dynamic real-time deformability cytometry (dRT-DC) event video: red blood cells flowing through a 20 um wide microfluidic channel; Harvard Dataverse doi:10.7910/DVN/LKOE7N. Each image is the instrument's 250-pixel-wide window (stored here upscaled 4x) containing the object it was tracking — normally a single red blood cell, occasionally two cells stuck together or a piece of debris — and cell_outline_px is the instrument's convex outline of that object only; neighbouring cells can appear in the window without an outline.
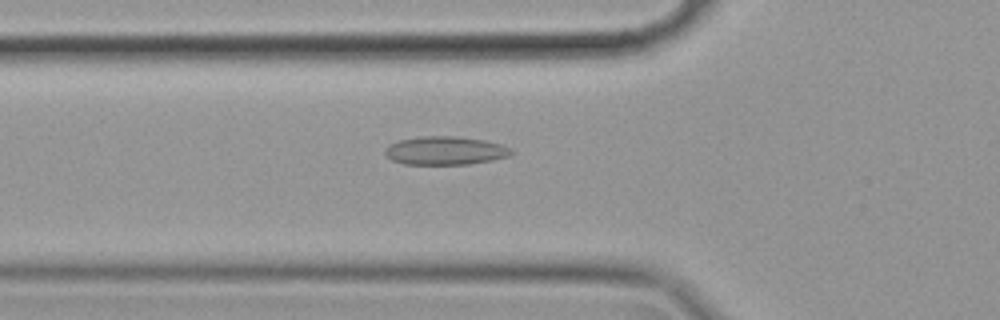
{"species": "common noctule bat (a hibernating species)", "species_latin": "Nyctalus noctula", "temperature_condition": "cold", "stored_images_in_passage": 56, "camera_frame_rate_fps": 3000, "um_per_image_px": 0.085, "animal": {"sex": "female", "body_mass_g": 19.9}, "frame": {"image": 1, "passage_image": 19, "time_ms": 6.0, "image_size_px": [1000, 320], "cell_outline_px": [[516, 152], [508, 156], [492, 160], [468, 164], [404, 164], [392, 160], [384, 152], [384, 148], [388, 144], [400, 140], [420, 136], [456, 136], [484, 140], [500, 144], [512, 148]], "centroid_in_image_um": [37.85, 12.8], "position_along_channel_um": 88.0, "area_um2": 20.98}}
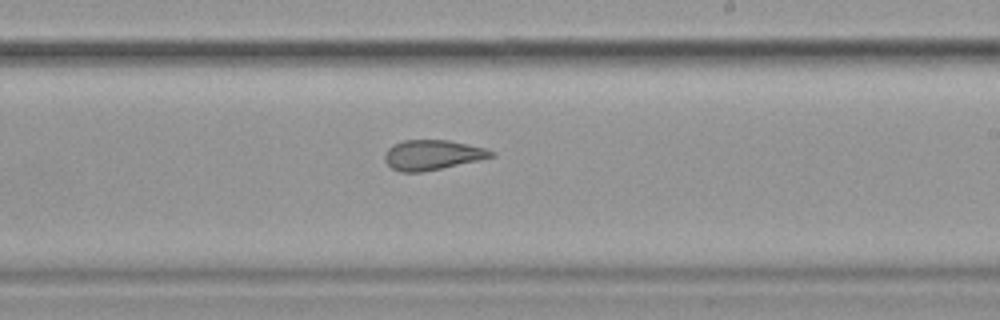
{"frame": {"image": 2, "passage_image": 33, "time_ms": 10.667, "image_size_px": [1000, 320], "cell_outline_px": [[496, 156], [480, 160], [420, 172], [400, 172], [392, 168], [384, 160], [384, 152], [392, 144], [404, 140], [448, 140], [488, 148], [496, 152]], "centroid_in_image_um": [36.77, 13.16], "position_along_channel_um": 252.2, "area_um2": 18.73}}
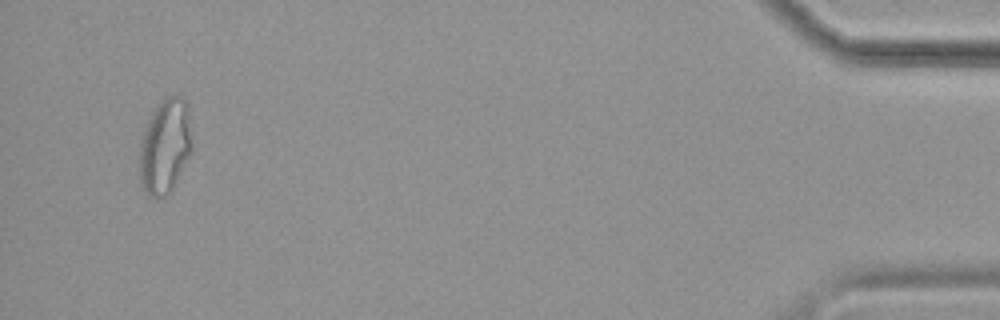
{"frame": {"image": 3, "passage_image": 54, "time_ms": 17.667, "image_size_px": [1000, 320], "cell_outline_px": [[192, 152], [172, 192], [156, 200], [148, 196], [140, 180], [140, 144], [144, 128], [156, 104], [168, 96], [180, 96], [188, 104], [192, 148]], "centroid_in_image_um": [14.04, 12.47], "position_along_channel_um": 421.2, "area_um2": 29.42}, "authors_computed_cell_mechanics": {"area_um2": 21.8773, "velocity_mm_per_s": 3.5251, "shape_relaxation_time_tau1_ms": null, "shape_relaxation_time_tau2_ms": 2.9289, "deformation_change_tau1": null, "deformation_change_tau2": 0.1035}}